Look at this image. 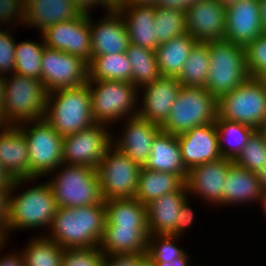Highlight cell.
I'll use <instances>...</instances> for the list:
<instances>
[{
    "label": "cell",
    "mask_w": 266,
    "mask_h": 266,
    "mask_svg": "<svg viewBox=\"0 0 266 266\" xmlns=\"http://www.w3.org/2000/svg\"><path fill=\"white\" fill-rule=\"evenodd\" d=\"M234 160L221 157L218 160L195 166L188 170L185 186L188 194L205 198L223 205L224 183L230 165Z\"/></svg>",
    "instance_id": "16"
},
{
    "label": "cell",
    "mask_w": 266,
    "mask_h": 266,
    "mask_svg": "<svg viewBox=\"0 0 266 266\" xmlns=\"http://www.w3.org/2000/svg\"><path fill=\"white\" fill-rule=\"evenodd\" d=\"M184 12L186 32L197 42L225 39L226 8L216 0L193 3Z\"/></svg>",
    "instance_id": "15"
},
{
    "label": "cell",
    "mask_w": 266,
    "mask_h": 266,
    "mask_svg": "<svg viewBox=\"0 0 266 266\" xmlns=\"http://www.w3.org/2000/svg\"><path fill=\"white\" fill-rule=\"evenodd\" d=\"M178 238L179 236L170 234H150L148 236L146 255L151 260H175L177 257H183L186 252L181 248L179 249L174 243ZM154 239L159 240L156 241Z\"/></svg>",
    "instance_id": "40"
},
{
    "label": "cell",
    "mask_w": 266,
    "mask_h": 266,
    "mask_svg": "<svg viewBox=\"0 0 266 266\" xmlns=\"http://www.w3.org/2000/svg\"><path fill=\"white\" fill-rule=\"evenodd\" d=\"M15 46L16 42L9 31H1L0 29V75L10 71V77L14 73L15 68Z\"/></svg>",
    "instance_id": "43"
},
{
    "label": "cell",
    "mask_w": 266,
    "mask_h": 266,
    "mask_svg": "<svg viewBox=\"0 0 266 266\" xmlns=\"http://www.w3.org/2000/svg\"><path fill=\"white\" fill-rule=\"evenodd\" d=\"M158 0H124L122 6L131 5H145V6H157Z\"/></svg>",
    "instance_id": "52"
},
{
    "label": "cell",
    "mask_w": 266,
    "mask_h": 266,
    "mask_svg": "<svg viewBox=\"0 0 266 266\" xmlns=\"http://www.w3.org/2000/svg\"><path fill=\"white\" fill-rule=\"evenodd\" d=\"M263 209H264V213L266 215V194L264 195V200H263Z\"/></svg>",
    "instance_id": "63"
},
{
    "label": "cell",
    "mask_w": 266,
    "mask_h": 266,
    "mask_svg": "<svg viewBox=\"0 0 266 266\" xmlns=\"http://www.w3.org/2000/svg\"><path fill=\"white\" fill-rule=\"evenodd\" d=\"M176 136L187 170L222 157L215 122L194 127Z\"/></svg>",
    "instance_id": "17"
},
{
    "label": "cell",
    "mask_w": 266,
    "mask_h": 266,
    "mask_svg": "<svg viewBox=\"0 0 266 266\" xmlns=\"http://www.w3.org/2000/svg\"><path fill=\"white\" fill-rule=\"evenodd\" d=\"M184 184L185 181L177 174L151 171L142 167L135 198L147 205L162 195L178 191Z\"/></svg>",
    "instance_id": "29"
},
{
    "label": "cell",
    "mask_w": 266,
    "mask_h": 266,
    "mask_svg": "<svg viewBox=\"0 0 266 266\" xmlns=\"http://www.w3.org/2000/svg\"><path fill=\"white\" fill-rule=\"evenodd\" d=\"M197 41L186 33L162 43L155 50L161 76L177 77Z\"/></svg>",
    "instance_id": "30"
},
{
    "label": "cell",
    "mask_w": 266,
    "mask_h": 266,
    "mask_svg": "<svg viewBox=\"0 0 266 266\" xmlns=\"http://www.w3.org/2000/svg\"><path fill=\"white\" fill-rule=\"evenodd\" d=\"M32 179L14 180L10 192L9 215L6 235L11 230L51 226L57 205L48 182L29 188L19 195H12L17 186ZM15 188V189H14ZM12 196V197H11Z\"/></svg>",
    "instance_id": "4"
},
{
    "label": "cell",
    "mask_w": 266,
    "mask_h": 266,
    "mask_svg": "<svg viewBox=\"0 0 266 266\" xmlns=\"http://www.w3.org/2000/svg\"><path fill=\"white\" fill-rule=\"evenodd\" d=\"M110 134L106 124L95 123L87 129L64 136L63 164L96 169L106 150L112 145L113 138Z\"/></svg>",
    "instance_id": "13"
},
{
    "label": "cell",
    "mask_w": 266,
    "mask_h": 266,
    "mask_svg": "<svg viewBox=\"0 0 266 266\" xmlns=\"http://www.w3.org/2000/svg\"><path fill=\"white\" fill-rule=\"evenodd\" d=\"M21 254L25 266H62L64 248L46 236H36Z\"/></svg>",
    "instance_id": "36"
},
{
    "label": "cell",
    "mask_w": 266,
    "mask_h": 266,
    "mask_svg": "<svg viewBox=\"0 0 266 266\" xmlns=\"http://www.w3.org/2000/svg\"><path fill=\"white\" fill-rule=\"evenodd\" d=\"M77 7V9L80 11L81 14L89 15L91 7L93 8L94 5L97 6L99 4L106 7V9L109 11L110 9L107 8V6L102 2V0H72ZM90 8V9H89ZM89 11V12H88Z\"/></svg>",
    "instance_id": "48"
},
{
    "label": "cell",
    "mask_w": 266,
    "mask_h": 266,
    "mask_svg": "<svg viewBox=\"0 0 266 266\" xmlns=\"http://www.w3.org/2000/svg\"><path fill=\"white\" fill-rule=\"evenodd\" d=\"M0 164L13 180L29 179L28 144L18 126L2 125L0 129Z\"/></svg>",
    "instance_id": "22"
},
{
    "label": "cell",
    "mask_w": 266,
    "mask_h": 266,
    "mask_svg": "<svg viewBox=\"0 0 266 266\" xmlns=\"http://www.w3.org/2000/svg\"><path fill=\"white\" fill-rule=\"evenodd\" d=\"M244 48L247 72L250 77L259 78L266 72V35L258 36Z\"/></svg>",
    "instance_id": "41"
},
{
    "label": "cell",
    "mask_w": 266,
    "mask_h": 266,
    "mask_svg": "<svg viewBox=\"0 0 266 266\" xmlns=\"http://www.w3.org/2000/svg\"><path fill=\"white\" fill-rule=\"evenodd\" d=\"M13 179L0 164V186H12Z\"/></svg>",
    "instance_id": "53"
},
{
    "label": "cell",
    "mask_w": 266,
    "mask_h": 266,
    "mask_svg": "<svg viewBox=\"0 0 266 266\" xmlns=\"http://www.w3.org/2000/svg\"><path fill=\"white\" fill-rule=\"evenodd\" d=\"M40 34L46 47L81 57L88 63L92 60L89 15L82 14L72 20L53 24Z\"/></svg>",
    "instance_id": "14"
},
{
    "label": "cell",
    "mask_w": 266,
    "mask_h": 266,
    "mask_svg": "<svg viewBox=\"0 0 266 266\" xmlns=\"http://www.w3.org/2000/svg\"><path fill=\"white\" fill-rule=\"evenodd\" d=\"M21 124L17 126L24 133L28 144L29 179L35 180L47 173H55V169L64 166L63 136L45 119ZM30 124L33 126L28 128Z\"/></svg>",
    "instance_id": "9"
},
{
    "label": "cell",
    "mask_w": 266,
    "mask_h": 266,
    "mask_svg": "<svg viewBox=\"0 0 266 266\" xmlns=\"http://www.w3.org/2000/svg\"><path fill=\"white\" fill-rule=\"evenodd\" d=\"M182 85L177 77L160 76L153 83L144 85L143 102L137 116L162 126L170 115Z\"/></svg>",
    "instance_id": "19"
},
{
    "label": "cell",
    "mask_w": 266,
    "mask_h": 266,
    "mask_svg": "<svg viewBox=\"0 0 266 266\" xmlns=\"http://www.w3.org/2000/svg\"><path fill=\"white\" fill-rule=\"evenodd\" d=\"M218 100L205 87L182 86L162 131L179 135L194 127L213 123L217 118Z\"/></svg>",
    "instance_id": "6"
},
{
    "label": "cell",
    "mask_w": 266,
    "mask_h": 266,
    "mask_svg": "<svg viewBox=\"0 0 266 266\" xmlns=\"http://www.w3.org/2000/svg\"><path fill=\"white\" fill-rule=\"evenodd\" d=\"M118 10L125 20L130 44L156 50L160 44L155 36V6L131 5Z\"/></svg>",
    "instance_id": "26"
},
{
    "label": "cell",
    "mask_w": 266,
    "mask_h": 266,
    "mask_svg": "<svg viewBox=\"0 0 266 266\" xmlns=\"http://www.w3.org/2000/svg\"><path fill=\"white\" fill-rule=\"evenodd\" d=\"M145 256L146 253L105 255L103 266H139Z\"/></svg>",
    "instance_id": "45"
},
{
    "label": "cell",
    "mask_w": 266,
    "mask_h": 266,
    "mask_svg": "<svg viewBox=\"0 0 266 266\" xmlns=\"http://www.w3.org/2000/svg\"><path fill=\"white\" fill-rule=\"evenodd\" d=\"M98 24H92L89 15L91 32L92 58L98 55L118 54L127 50L130 45L125 20L119 10H109Z\"/></svg>",
    "instance_id": "20"
},
{
    "label": "cell",
    "mask_w": 266,
    "mask_h": 266,
    "mask_svg": "<svg viewBox=\"0 0 266 266\" xmlns=\"http://www.w3.org/2000/svg\"><path fill=\"white\" fill-rule=\"evenodd\" d=\"M105 254L101 249L91 248H68L64 249L62 266H103Z\"/></svg>",
    "instance_id": "42"
},
{
    "label": "cell",
    "mask_w": 266,
    "mask_h": 266,
    "mask_svg": "<svg viewBox=\"0 0 266 266\" xmlns=\"http://www.w3.org/2000/svg\"><path fill=\"white\" fill-rule=\"evenodd\" d=\"M219 4L223 5L225 8L229 7L230 5L235 4L241 0H216Z\"/></svg>",
    "instance_id": "59"
},
{
    "label": "cell",
    "mask_w": 266,
    "mask_h": 266,
    "mask_svg": "<svg viewBox=\"0 0 266 266\" xmlns=\"http://www.w3.org/2000/svg\"><path fill=\"white\" fill-rule=\"evenodd\" d=\"M128 119V120H127ZM123 136L112 145L142 167L148 161L153 139L161 126L139 116L126 118Z\"/></svg>",
    "instance_id": "21"
},
{
    "label": "cell",
    "mask_w": 266,
    "mask_h": 266,
    "mask_svg": "<svg viewBox=\"0 0 266 266\" xmlns=\"http://www.w3.org/2000/svg\"><path fill=\"white\" fill-rule=\"evenodd\" d=\"M194 212L189 207L188 201L185 200L181 205V209L177 216V221L175 225V236H181L182 232L186 230V228L192 225Z\"/></svg>",
    "instance_id": "47"
},
{
    "label": "cell",
    "mask_w": 266,
    "mask_h": 266,
    "mask_svg": "<svg viewBox=\"0 0 266 266\" xmlns=\"http://www.w3.org/2000/svg\"><path fill=\"white\" fill-rule=\"evenodd\" d=\"M107 226H147V205L135 197L104 201Z\"/></svg>",
    "instance_id": "31"
},
{
    "label": "cell",
    "mask_w": 266,
    "mask_h": 266,
    "mask_svg": "<svg viewBox=\"0 0 266 266\" xmlns=\"http://www.w3.org/2000/svg\"><path fill=\"white\" fill-rule=\"evenodd\" d=\"M234 162L254 173L266 165V137L260 129L252 133Z\"/></svg>",
    "instance_id": "39"
},
{
    "label": "cell",
    "mask_w": 266,
    "mask_h": 266,
    "mask_svg": "<svg viewBox=\"0 0 266 266\" xmlns=\"http://www.w3.org/2000/svg\"><path fill=\"white\" fill-rule=\"evenodd\" d=\"M102 2L110 10H118L119 8L122 7L124 0H102Z\"/></svg>",
    "instance_id": "56"
},
{
    "label": "cell",
    "mask_w": 266,
    "mask_h": 266,
    "mask_svg": "<svg viewBox=\"0 0 266 266\" xmlns=\"http://www.w3.org/2000/svg\"><path fill=\"white\" fill-rule=\"evenodd\" d=\"M144 168L177 174L185 181L188 170L182 160L177 136L161 130L153 139L150 155Z\"/></svg>",
    "instance_id": "25"
},
{
    "label": "cell",
    "mask_w": 266,
    "mask_h": 266,
    "mask_svg": "<svg viewBox=\"0 0 266 266\" xmlns=\"http://www.w3.org/2000/svg\"><path fill=\"white\" fill-rule=\"evenodd\" d=\"M35 1H38V0H22V4L24 8L26 9L30 4L34 3Z\"/></svg>",
    "instance_id": "60"
},
{
    "label": "cell",
    "mask_w": 266,
    "mask_h": 266,
    "mask_svg": "<svg viewBox=\"0 0 266 266\" xmlns=\"http://www.w3.org/2000/svg\"><path fill=\"white\" fill-rule=\"evenodd\" d=\"M0 266H25L22 254H12L0 258Z\"/></svg>",
    "instance_id": "49"
},
{
    "label": "cell",
    "mask_w": 266,
    "mask_h": 266,
    "mask_svg": "<svg viewBox=\"0 0 266 266\" xmlns=\"http://www.w3.org/2000/svg\"><path fill=\"white\" fill-rule=\"evenodd\" d=\"M12 186H0V238L5 240L6 223L9 215L10 192Z\"/></svg>",
    "instance_id": "46"
},
{
    "label": "cell",
    "mask_w": 266,
    "mask_h": 266,
    "mask_svg": "<svg viewBox=\"0 0 266 266\" xmlns=\"http://www.w3.org/2000/svg\"><path fill=\"white\" fill-rule=\"evenodd\" d=\"M89 80L131 82V67L126 52L98 55L88 63Z\"/></svg>",
    "instance_id": "33"
},
{
    "label": "cell",
    "mask_w": 266,
    "mask_h": 266,
    "mask_svg": "<svg viewBox=\"0 0 266 266\" xmlns=\"http://www.w3.org/2000/svg\"><path fill=\"white\" fill-rule=\"evenodd\" d=\"M259 4L262 19V30L264 35H266V0H259Z\"/></svg>",
    "instance_id": "55"
},
{
    "label": "cell",
    "mask_w": 266,
    "mask_h": 266,
    "mask_svg": "<svg viewBox=\"0 0 266 266\" xmlns=\"http://www.w3.org/2000/svg\"><path fill=\"white\" fill-rule=\"evenodd\" d=\"M19 17L24 24L25 8L22 0H0V21L3 23L11 22V18Z\"/></svg>",
    "instance_id": "44"
},
{
    "label": "cell",
    "mask_w": 266,
    "mask_h": 266,
    "mask_svg": "<svg viewBox=\"0 0 266 266\" xmlns=\"http://www.w3.org/2000/svg\"><path fill=\"white\" fill-rule=\"evenodd\" d=\"M139 266H156L155 263L146 255L140 262Z\"/></svg>",
    "instance_id": "58"
},
{
    "label": "cell",
    "mask_w": 266,
    "mask_h": 266,
    "mask_svg": "<svg viewBox=\"0 0 266 266\" xmlns=\"http://www.w3.org/2000/svg\"><path fill=\"white\" fill-rule=\"evenodd\" d=\"M148 226L104 225L99 248L105 255L147 253Z\"/></svg>",
    "instance_id": "23"
},
{
    "label": "cell",
    "mask_w": 266,
    "mask_h": 266,
    "mask_svg": "<svg viewBox=\"0 0 266 266\" xmlns=\"http://www.w3.org/2000/svg\"><path fill=\"white\" fill-rule=\"evenodd\" d=\"M263 34L259 0H241L226 8L225 40L245 47Z\"/></svg>",
    "instance_id": "18"
},
{
    "label": "cell",
    "mask_w": 266,
    "mask_h": 266,
    "mask_svg": "<svg viewBox=\"0 0 266 266\" xmlns=\"http://www.w3.org/2000/svg\"><path fill=\"white\" fill-rule=\"evenodd\" d=\"M142 166L111 145L96 171L104 201L135 197Z\"/></svg>",
    "instance_id": "11"
},
{
    "label": "cell",
    "mask_w": 266,
    "mask_h": 266,
    "mask_svg": "<svg viewBox=\"0 0 266 266\" xmlns=\"http://www.w3.org/2000/svg\"><path fill=\"white\" fill-rule=\"evenodd\" d=\"M257 175H258V181H259L261 191L265 195L266 194V165L259 170Z\"/></svg>",
    "instance_id": "54"
},
{
    "label": "cell",
    "mask_w": 266,
    "mask_h": 266,
    "mask_svg": "<svg viewBox=\"0 0 266 266\" xmlns=\"http://www.w3.org/2000/svg\"><path fill=\"white\" fill-rule=\"evenodd\" d=\"M81 15L72 0H38L25 9L24 24L44 32L53 24L69 21Z\"/></svg>",
    "instance_id": "27"
},
{
    "label": "cell",
    "mask_w": 266,
    "mask_h": 266,
    "mask_svg": "<svg viewBox=\"0 0 266 266\" xmlns=\"http://www.w3.org/2000/svg\"><path fill=\"white\" fill-rule=\"evenodd\" d=\"M215 124L220 154L223 158L231 160L238 157L249 137L256 130L251 126L223 118H216Z\"/></svg>",
    "instance_id": "32"
},
{
    "label": "cell",
    "mask_w": 266,
    "mask_h": 266,
    "mask_svg": "<svg viewBox=\"0 0 266 266\" xmlns=\"http://www.w3.org/2000/svg\"><path fill=\"white\" fill-rule=\"evenodd\" d=\"M106 222L104 203L77 208L57 207L48 238L62 248L99 246Z\"/></svg>",
    "instance_id": "1"
},
{
    "label": "cell",
    "mask_w": 266,
    "mask_h": 266,
    "mask_svg": "<svg viewBox=\"0 0 266 266\" xmlns=\"http://www.w3.org/2000/svg\"><path fill=\"white\" fill-rule=\"evenodd\" d=\"M223 204L262 202L264 194L261 191L257 173L250 172L233 162L226 175L224 183Z\"/></svg>",
    "instance_id": "28"
},
{
    "label": "cell",
    "mask_w": 266,
    "mask_h": 266,
    "mask_svg": "<svg viewBox=\"0 0 266 266\" xmlns=\"http://www.w3.org/2000/svg\"><path fill=\"white\" fill-rule=\"evenodd\" d=\"M5 241L6 240H2L1 238H0V248H2L3 247V245H5L4 243H5Z\"/></svg>",
    "instance_id": "65"
},
{
    "label": "cell",
    "mask_w": 266,
    "mask_h": 266,
    "mask_svg": "<svg viewBox=\"0 0 266 266\" xmlns=\"http://www.w3.org/2000/svg\"><path fill=\"white\" fill-rule=\"evenodd\" d=\"M154 23L156 25V41L159 44L187 33L183 10L155 6Z\"/></svg>",
    "instance_id": "38"
},
{
    "label": "cell",
    "mask_w": 266,
    "mask_h": 266,
    "mask_svg": "<svg viewBox=\"0 0 266 266\" xmlns=\"http://www.w3.org/2000/svg\"><path fill=\"white\" fill-rule=\"evenodd\" d=\"M210 66L205 88L218 100L250 76L245 48L228 40L209 41Z\"/></svg>",
    "instance_id": "5"
},
{
    "label": "cell",
    "mask_w": 266,
    "mask_h": 266,
    "mask_svg": "<svg viewBox=\"0 0 266 266\" xmlns=\"http://www.w3.org/2000/svg\"><path fill=\"white\" fill-rule=\"evenodd\" d=\"M3 96L0 127L44 119L47 91L41 80L13 73L5 77Z\"/></svg>",
    "instance_id": "3"
},
{
    "label": "cell",
    "mask_w": 266,
    "mask_h": 266,
    "mask_svg": "<svg viewBox=\"0 0 266 266\" xmlns=\"http://www.w3.org/2000/svg\"><path fill=\"white\" fill-rule=\"evenodd\" d=\"M157 6L161 8H171L185 11L189 5L185 2V0H158Z\"/></svg>",
    "instance_id": "50"
},
{
    "label": "cell",
    "mask_w": 266,
    "mask_h": 266,
    "mask_svg": "<svg viewBox=\"0 0 266 266\" xmlns=\"http://www.w3.org/2000/svg\"><path fill=\"white\" fill-rule=\"evenodd\" d=\"M188 254L183 257H177L175 260H152L156 266H189Z\"/></svg>",
    "instance_id": "51"
},
{
    "label": "cell",
    "mask_w": 266,
    "mask_h": 266,
    "mask_svg": "<svg viewBox=\"0 0 266 266\" xmlns=\"http://www.w3.org/2000/svg\"><path fill=\"white\" fill-rule=\"evenodd\" d=\"M41 61V81L47 93L81 86L89 80L88 62L81 57L45 46Z\"/></svg>",
    "instance_id": "12"
},
{
    "label": "cell",
    "mask_w": 266,
    "mask_h": 266,
    "mask_svg": "<svg viewBox=\"0 0 266 266\" xmlns=\"http://www.w3.org/2000/svg\"><path fill=\"white\" fill-rule=\"evenodd\" d=\"M217 118L242 123L259 130L266 122V87L259 78L249 77L218 99Z\"/></svg>",
    "instance_id": "7"
},
{
    "label": "cell",
    "mask_w": 266,
    "mask_h": 266,
    "mask_svg": "<svg viewBox=\"0 0 266 266\" xmlns=\"http://www.w3.org/2000/svg\"><path fill=\"white\" fill-rule=\"evenodd\" d=\"M44 47V41L40 44L29 40L16 43L14 73L41 80V57Z\"/></svg>",
    "instance_id": "37"
},
{
    "label": "cell",
    "mask_w": 266,
    "mask_h": 266,
    "mask_svg": "<svg viewBox=\"0 0 266 266\" xmlns=\"http://www.w3.org/2000/svg\"><path fill=\"white\" fill-rule=\"evenodd\" d=\"M65 166L56 177L47 181L57 207L77 208L104 203L96 169L82 165Z\"/></svg>",
    "instance_id": "8"
},
{
    "label": "cell",
    "mask_w": 266,
    "mask_h": 266,
    "mask_svg": "<svg viewBox=\"0 0 266 266\" xmlns=\"http://www.w3.org/2000/svg\"><path fill=\"white\" fill-rule=\"evenodd\" d=\"M209 66V42H197L177 76L178 81L185 87H204Z\"/></svg>",
    "instance_id": "34"
},
{
    "label": "cell",
    "mask_w": 266,
    "mask_h": 266,
    "mask_svg": "<svg viewBox=\"0 0 266 266\" xmlns=\"http://www.w3.org/2000/svg\"><path fill=\"white\" fill-rule=\"evenodd\" d=\"M185 184L178 190L152 200L147 204V226L149 234L175 236V225L181 205L188 195Z\"/></svg>",
    "instance_id": "24"
},
{
    "label": "cell",
    "mask_w": 266,
    "mask_h": 266,
    "mask_svg": "<svg viewBox=\"0 0 266 266\" xmlns=\"http://www.w3.org/2000/svg\"><path fill=\"white\" fill-rule=\"evenodd\" d=\"M44 119L63 137L95 124L88 83L47 93Z\"/></svg>",
    "instance_id": "2"
},
{
    "label": "cell",
    "mask_w": 266,
    "mask_h": 266,
    "mask_svg": "<svg viewBox=\"0 0 266 266\" xmlns=\"http://www.w3.org/2000/svg\"><path fill=\"white\" fill-rule=\"evenodd\" d=\"M259 79L264 83V86L266 87V72L263 73V74L259 77Z\"/></svg>",
    "instance_id": "61"
},
{
    "label": "cell",
    "mask_w": 266,
    "mask_h": 266,
    "mask_svg": "<svg viewBox=\"0 0 266 266\" xmlns=\"http://www.w3.org/2000/svg\"><path fill=\"white\" fill-rule=\"evenodd\" d=\"M4 77V78H3ZM5 76L0 75V118L2 115L3 95H4Z\"/></svg>",
    "instance_id": "57"
},
{
    "label": "cell",
    "mask_w": 266,
    "mask_h": 266,
    "mask_svg": "<svg viewBox=\"0 0 266 266\" xmlns=\"http://www.w3.org/2000/svg\"><path fill=\"white\" fill-rule=\"evenodd\" d=\"M125 52L132 65L131 83L136 88L153 83L161 76L155 50L130 44Z\"/></svg>",
    "instance_id": "35"
},
{
    "label": "cell",
    "mask_w": 266,
    "mask_h": 266,
    "mask_svg": "<svg viewBox=\"0 0 266 266\" xmlns=\"http://www.w3.org/2000/svg\"><path fill=\"white\" fill-rule=\"evenodd\" d=\"M199 1H202V0H185V2L190 6L191 4L193 3H197Z\"/></svg>",
    "instance_id": "62"
},
{
    "label": "cell",
    "mask_w": 266,
    "mask_h": 266,
    "mask_svg": "<svg viewBox=\"0 0 266 266\" xmlns=\"http://www.w3.org/2000/svg\"><path fill=\"white\" fill-rule=\"evenodd\" d=\"M260 130L265 134L266 137V122L264 123L263 127Z\"/></svg>",
    "instance_id": "64"
},
{
    "label": "cell",
    "mask_w": 266,
    "mask_h": 266,
    "mask_svg": "<svg viewBox=\"0 0 266 266\" xmlns=\"http://www.w3.org/2000/svg\"><path fill=\"white\" fill-rule=\"evenodd\" d=\"M87 83L91 94L92 115L95 123L109 125L116 119L125 120L124 117L137 116L138 109H135L134 106L138 99L136 94L138 91L131 82L88 80Z\"/></svg>",
    "instance_id": "10"
}]
</instances>
